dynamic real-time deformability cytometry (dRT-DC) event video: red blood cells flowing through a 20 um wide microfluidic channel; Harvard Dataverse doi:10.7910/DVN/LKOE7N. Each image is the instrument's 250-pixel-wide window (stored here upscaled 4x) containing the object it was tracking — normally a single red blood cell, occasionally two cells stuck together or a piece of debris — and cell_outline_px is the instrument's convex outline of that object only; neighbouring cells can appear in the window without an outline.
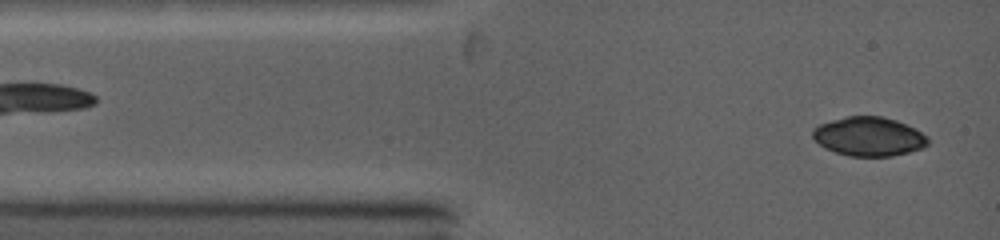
{"species": "common noctule bat (a hibernating species)", "species_latin": "Nyctalus noctula", "temperature_condition": "warm", "stored_images_in_passage": 89, "camera_frame_rate_fps": 5000, "um_per_image_px": 0.085, "animal": {"sex": "female", "body_mass_g": 19.0, "forearm_length_mm": 53.3}, "frame": {"image": 1, "passage_image": 4, "time_ms": 0.4, "image_size_px": [1000, 240], "cell_outline_px": [[928, 144], [924, 148], [892, 156], [848, 156], [824, 148], [812, 136], [812, 128], [820, 124], [832, 120], [848, 116], [880, 116], [896, 120], [928, 136]], "centroid_in_image_um": [73.84, 11.61], "position_along_channel_um": 11.2, "area_um2": 26.07}}
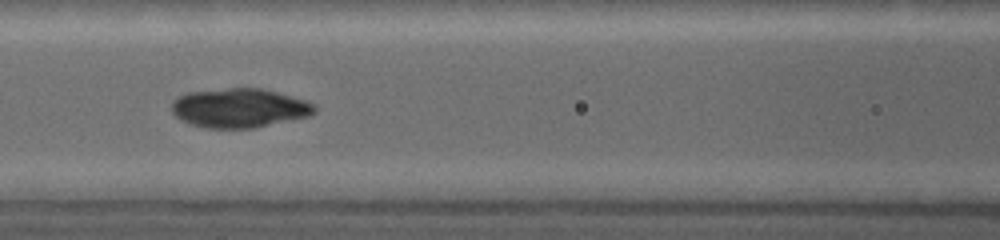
{"frame": {"image": 2, "passage_image": 36, "time_ms": 4.6, "image_size_px": [1000, 240], "cell_outline_px": [[316, 112], [308, 116], [256, 128], [204, 128], [188, 124], [176, 116], [172, 112], [172, 100], [176, 96], [188, 92], [232, 88], [260, 88], [276, 92], [304, 100], [316, 104]], "centroid_in_image_um": [20.32, 9.19], "position_along_channel_um": 146.3, "area_um2": 32.71}}
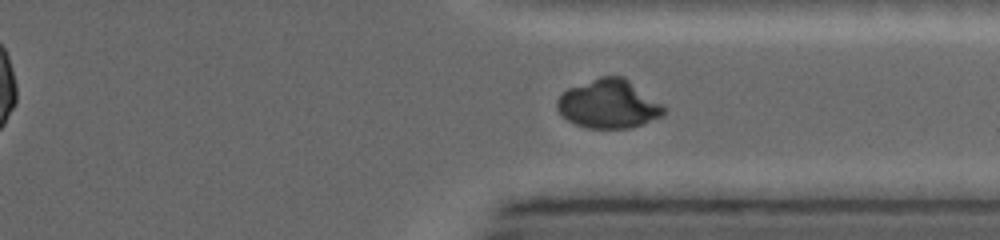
{"frame": {"image": 3, "passage_image": 76, "time_ms": 9.6, "image_size_px": [1000, 240], "cell_outline_px": [[668, 112], [664, 116], [632, 128], [588, 128], [576, 124], [568, 120], [556, 108], [556, 100], [568, 88], [600, 76], [624, 76], [664, 104], [668, 108]], "centroid_in_image_um": [51.81, 8.84], "position_along_channel_um": 359.6, "area_um2": 30.69}}